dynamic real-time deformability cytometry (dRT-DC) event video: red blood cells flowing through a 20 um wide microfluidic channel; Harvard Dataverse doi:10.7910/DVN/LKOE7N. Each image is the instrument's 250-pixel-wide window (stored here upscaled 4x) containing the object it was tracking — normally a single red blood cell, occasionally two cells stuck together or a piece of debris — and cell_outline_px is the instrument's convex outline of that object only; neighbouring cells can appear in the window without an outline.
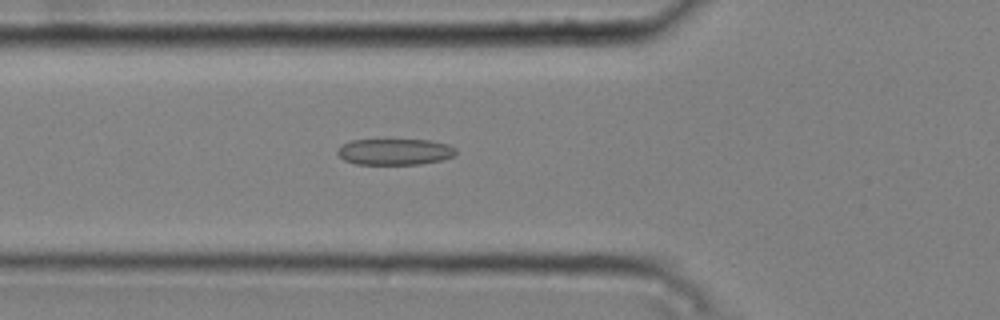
{"species": "common noctule bat (a hibernating species)", "species_latin": "Nyctalus noctula", "temperature_condition": "cold", "stored_images_in_passage": 50, "camera_frame_rate_fps": 3000, "um_per_image_px": 0.085, "animal": {"sex": "male", "body_mass_g": 20.4}, "frame": {"image": 1, "passage_image": 19, "time_ms": 6.0, "image_size_px": [1000, 320], "cell_outline_px": [[456, 152], [452, 156], [440, 160], [420, 164], [356, 164], [344, 160], [336, 152], [340, 144], [352, 140], [428, 140], [448, 144], [456, 148]], "centroid_in_image_um": [33.52, 12.89], "position_along_channel_um": 92.3, "area_um2": 18.03}}
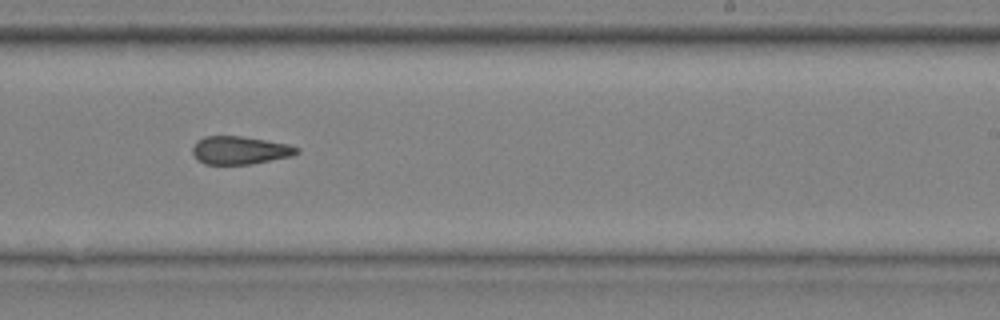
{"frame": {"image": 2, "passage_image": 33, "time_ms": 10.667, "image_size_px": [1000, 320], "cell_outline_px": [[300, 152], [292, 156], [248, 164], [204, 164], [196, 160], [192, 152], [192, 148], [196, 140], [204, 136], [240, 136], [288, 144], [300, 148]], "centroid_in_image_um": [20.35, 12.77], "position_along_channel_um": 268.6, "area_um2": 17.05}}
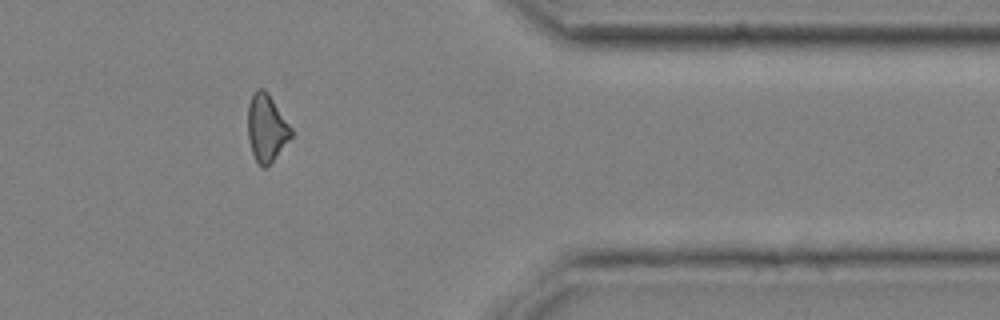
{"frame": {"image": 3, "passage_image": 44, "time_ms": 14.333, "image_size_px": [1000, 320], "cell_outline_px": [[292, 136], [276, 156], [264, 168], [260, 168], [252, 152], [248, 140], [248, 104], [252, 92], [256, 88], [264, 88], [268, 92], [292, 128]], "centroid_in_image_um": [22.63, 10.83], "position_along_channel_um": 388.8, "area_um2": 17.05}, "authors_computed_cell_mechanics": {"area_um2": 17.8891, "velocity_mm_per_s": 3.7838, "shape_relaxation_time_tau1_ms": null, "shape_relaxation_time_tau2_ms": 2.3325, "deformation_change_tau1": null, "deformation_change_tau2": 0.1025}}